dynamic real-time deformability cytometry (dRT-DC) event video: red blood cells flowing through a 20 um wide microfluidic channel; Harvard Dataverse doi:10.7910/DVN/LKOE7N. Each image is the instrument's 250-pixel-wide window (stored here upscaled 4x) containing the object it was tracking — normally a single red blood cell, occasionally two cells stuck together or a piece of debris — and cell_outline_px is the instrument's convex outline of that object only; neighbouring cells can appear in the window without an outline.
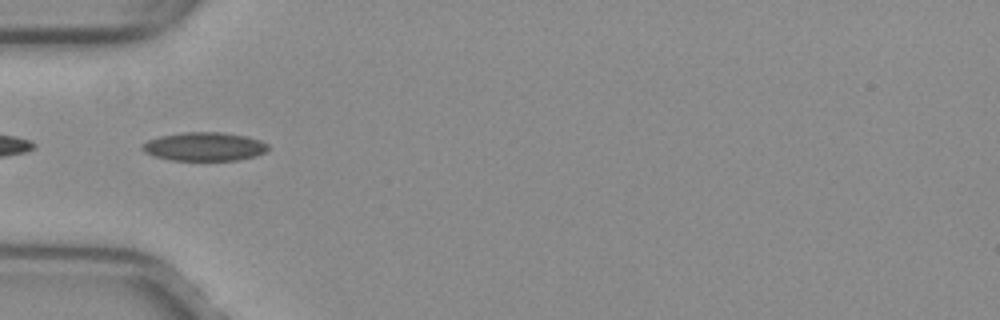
{"species": "common noctule bat (a hibernating species)", "species_latin": "Nyctalus noctula", "temperature_condition": "warm", "stored_images_in_passage": 37, "camera_frame_rate_fps": 3000, "um_per_image_px": 0.085, "animal": {"sex": "female", "body_mass_g": 29.2, "forearm_length_mm": 56.3}, "frame": {"image": 1, "passage_image": 5, "time_ms": 1.333, "image_size_px": [1000, 320], "cell_outline_px": [[268, 148], [264, 152], [256, 156], [236, 160], [172, 160], [156, 156], [144, 152], [140, 148], [140, 144], [148, 140], [160, 136], [184, 132], [220, 132], [248, 136], [260, 140], [268, 144]], "centroid_in_image_um": [17.36, 12.45], "position_along_channel_um": 67.6, "area_um2": 20.98}}
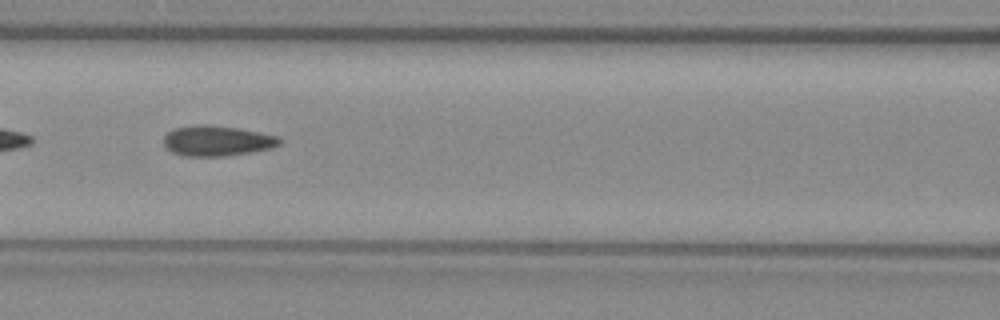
{"frame": {"image": 2, "passage_image": 11, "time_ms": 3.333, "image_size_px": [1000, 320], "cell_outline_px": [[284, 140], [280, 144], [272, 148], [252, 152], [224, 156], [184, 156], [172, 152], [164, 144], [164, 136], [172, 128], [192, 124], [204, 124], [236, 128], [276, 136]], "centroid_in_image_um": [18.42, 11.96], "position_along_channel_um": 148.2, "area_um2": 20.52}}
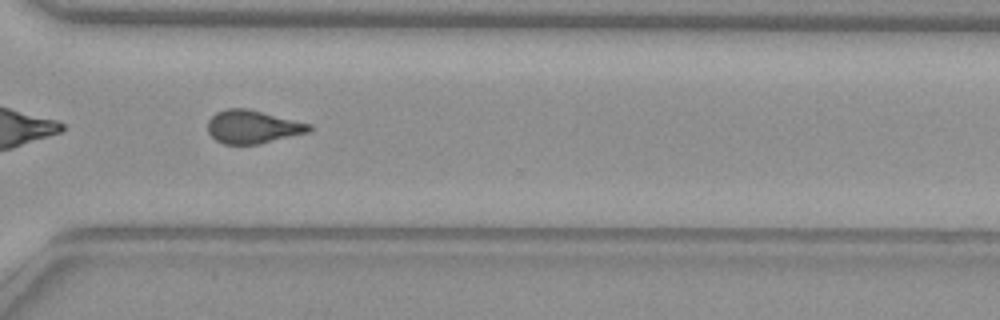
{"frame": {"image": 3, "passage_image": 26, "time_ms": 8.333, "image_size_px": [1000, 320], "cell_outline_px": [[312, 128], [308, 132], [260, 144], [224, 144], [216, 140], [208, 132], [208, 120], [216, 112], [228, 108], [248, 108], [312, 124]], "centroid_in_image_um": [21.48, 10.77], "position_along_channel_um": 349.1, "area_um2": 19.65}, "authors_computed_cell_mechanics": {"area_um2": 20.1144, "velocity_mm_per_s": 4.029, "shape_relaxation_time_tau1_ms": null, "shape_relaxation_time_tau2_ms": 2.0006, "deformation_change_tau1": null, "deformation_change_tau2": 0.0824}}